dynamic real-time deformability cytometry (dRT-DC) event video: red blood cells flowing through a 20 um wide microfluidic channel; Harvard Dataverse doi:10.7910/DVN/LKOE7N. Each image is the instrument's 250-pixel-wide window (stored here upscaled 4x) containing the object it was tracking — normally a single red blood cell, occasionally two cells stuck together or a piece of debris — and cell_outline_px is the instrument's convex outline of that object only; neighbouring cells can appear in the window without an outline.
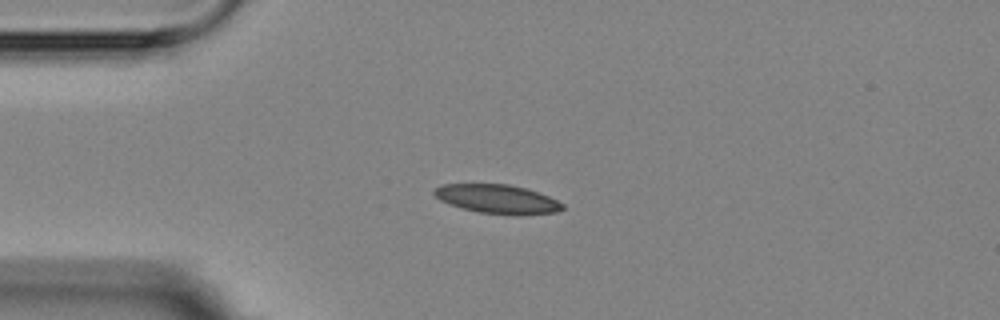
{"species": "Egyptian fruit bat (a non-hibernating species)", "species_latin": "Rousettus aegyptiacus", "temperature_condition": "room temperature", "stored_images_in_passage": 8, "camera_frame_rate_fps": 3000, "um_per_image_px": 0.085, "animal": {"sex": "female"}, "frame": {"image": 1, "passage_image": 5, "time_ms": 4.333, "image_size_px": [1000, 320], "cell_outline_px": [[564, 208], [556, 212], [480, 212], [448, 204], [440, 200], [432, 192], [436, 188], [444, 184], [508, 184], [524, 188], [548, 196], [564, 204]], "centroid_in_image_um": [42.19, 16.86], "position_along_channel_um": 42.8, "area_um2": 20.4}}
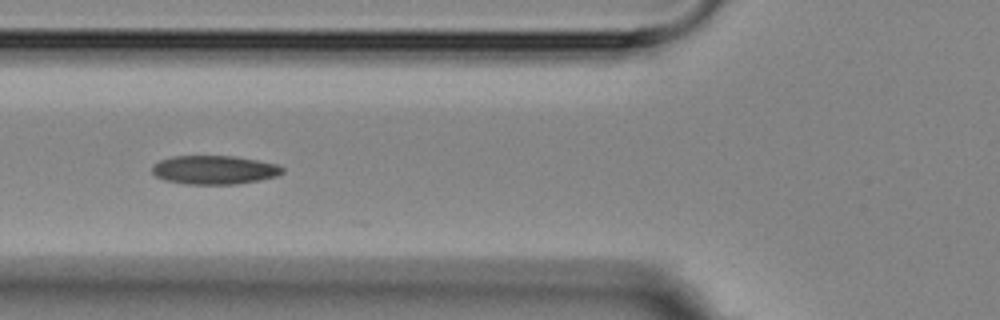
{"frame": {"image": 2, "passage_image": 7, "time_ms": 6.667, "image_size_px": [1000, 320], "cell_outline_px": [[284, 172], [276, 176], [260, 180], [236, 184], [184, 184], [164, 180], [156, 176], [152, 172], [152, 164], [160, 160], [172, 156], [236, 156], [276, 164], [284, 168]], "centroid_in_image_um": [18.19, 14.44], "position_along_channel_um": 107.6, "area_um2": 21.91}}